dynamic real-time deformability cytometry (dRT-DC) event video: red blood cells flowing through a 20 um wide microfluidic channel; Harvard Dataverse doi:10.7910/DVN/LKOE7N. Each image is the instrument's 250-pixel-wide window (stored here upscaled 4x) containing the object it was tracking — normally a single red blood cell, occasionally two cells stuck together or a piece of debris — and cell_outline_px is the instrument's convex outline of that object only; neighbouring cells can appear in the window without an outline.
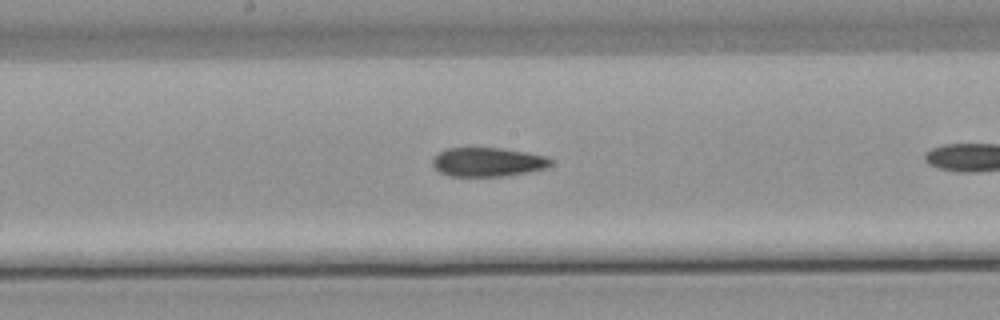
{"species": "common noctule bat (a hibernating species)", "species_latin": "Nyctalus noctula", "temperature_condition": "warm", "stored_images_in_passage": 8, "segment_of_instrument_passage": [2, 2], "camera_frame_rate_fps": 3000, "um_per_image_px": 0.085, "animal": {"sex": "male", "body_mass_g": 21.5, "forearm_length_mm": 52.0}, "frame": {"image": 1, "passage_image": 8, "time_ms": 9.667, "image_size_px": [1000, 320], "cell_outline_px": [[552, 164], [544, 168], [528, 172], [504, 176], [448, 176], [440, 172], [432, 164], [432, 160], [444, 148], [500, 148], [528, 152], [548, 156], [552, 160]], "centroid_in_image_um": [41.48, 13.77], "position_along_channel_um": 206.7, "area_um2": 20.0}}